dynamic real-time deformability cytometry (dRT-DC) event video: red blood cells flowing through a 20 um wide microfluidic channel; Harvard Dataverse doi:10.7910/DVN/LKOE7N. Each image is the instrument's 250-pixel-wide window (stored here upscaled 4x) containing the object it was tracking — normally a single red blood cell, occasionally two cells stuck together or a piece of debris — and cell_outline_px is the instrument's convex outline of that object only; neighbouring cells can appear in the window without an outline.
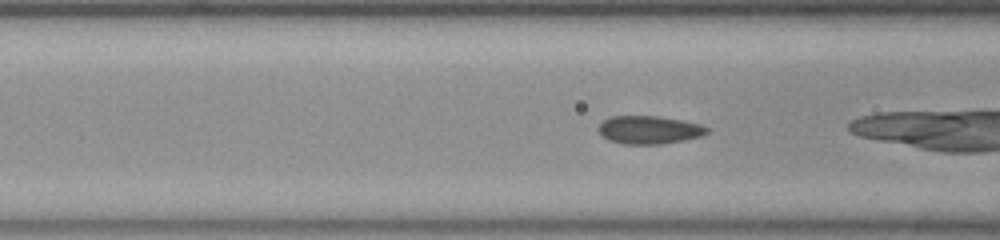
{"species": "common noctule bat (a hibernating species)", "species_latin": "Nyctalus noctula", "temperature_condition": "room temperature", "stored_images_in_passage": 19, "camera_frame_rate_fps": 3000, "um_per_image_px": 0.085, "animal": {"sex": "female", "body_mass_g": 23.0, "forearm_length_mm": 53.4}, "frame": {"image": 1, "passage_image": 17, "time_ms": 5.333, "image_size_px": [1000, 240], "cell_outline_px": [[708, 132], [700, 136], [684, 140], [660, 144], [624, 144], [608, 140], [600, 136], [596, 128], [604, 120], [612, 116], [660, 116], [700, 124], [708, 128]], "centroid_in_image_um": [55.12, 11.04], "position_along_channel_um": 111.5, "area_um2": 17.8}}